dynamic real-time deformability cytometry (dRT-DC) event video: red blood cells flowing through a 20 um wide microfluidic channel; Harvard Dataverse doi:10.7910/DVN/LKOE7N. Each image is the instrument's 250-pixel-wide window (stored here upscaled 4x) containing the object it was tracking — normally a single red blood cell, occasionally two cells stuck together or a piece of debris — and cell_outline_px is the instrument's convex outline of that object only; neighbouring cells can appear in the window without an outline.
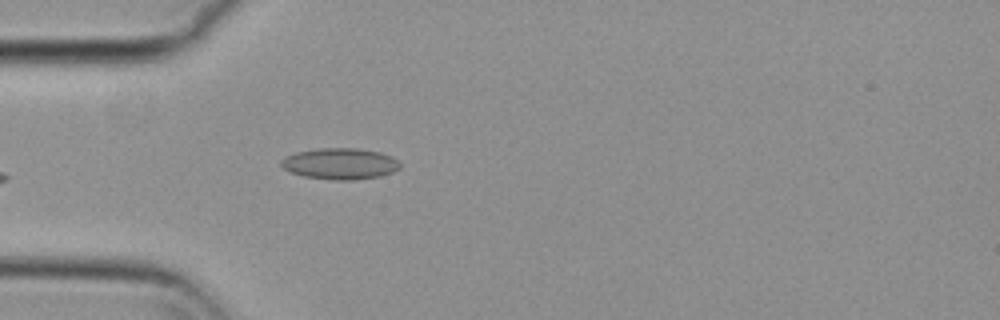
{"species": "common noctule bat (a hibernating species)", "species_latin": "Nyctalus noctula", "temperature_condition": "cold", "stored_images_in_passage": 45, "camera_frame_rate_fps": 3000, "um_per_image_px": 0.085, "animal": {"sex": "female", "body_mass_g": 29.2, "forearm_length_mm": 56.3}, "frame": {"image": 1, "passage_image": 6, "time_ms": 1.667, "image_size_px": [1000, 320], "cell_outline_px": [[400, 168], [392, 172], [380, 176], [352, 180], [336, 180], [304, 176], [288, 172], [280, 164], [280, 160], [284, 156], [296, 152], [320, 148], [356, 148], [380, 152], [392, 156], [400, 164]], "centroid_in_image_um": [28.88, 13.91], "position_along_channel_um": 56.1, "area_um2": 21.68}}
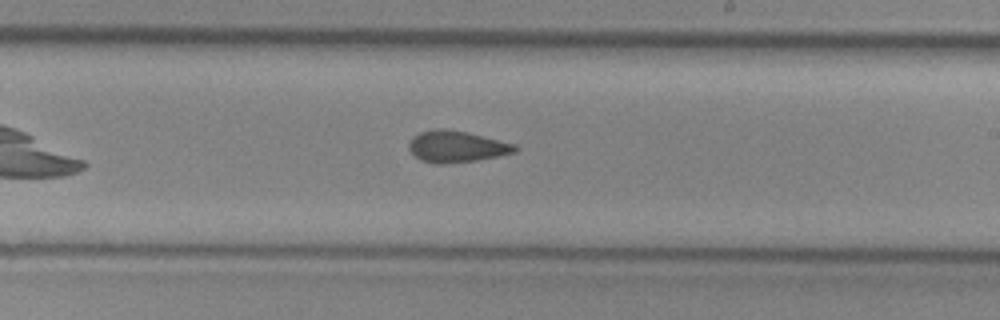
{"frame": {"image": 2, "passage_image": 22, "time_ms": 7.0, "image_size_px": [1000, 320], "cell_outline_px": [[516, 152], [476, 160], [440, 164], [436, 164], [420, 160], [408, 148], [408, 144], [412, 136], [420, 132], [436, 128], [444, 128], [464, 132], [516, 144]], "centroid_in_image_um": [38.75, 12.45], "position_along_channel_um": 250.2, "area_um2": 19.19}}
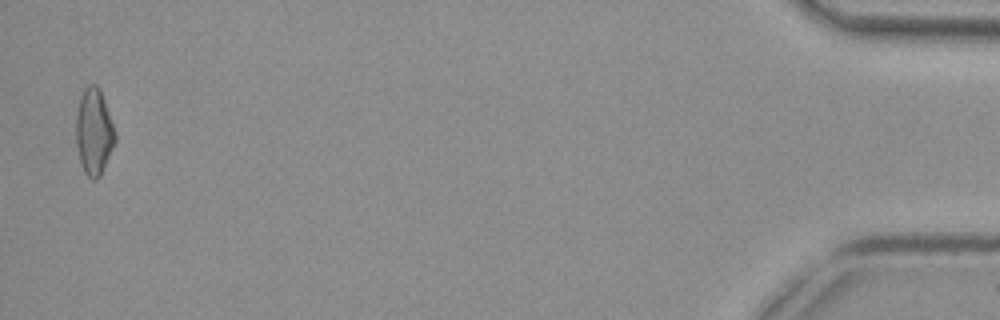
{"frame": {"image": 3, "passage_image": 44, "time_ms": 14.333, "image_size_px": [1000, 320], "cell_outline_px": [[116, 140], [100, 176], [96, 180], [92, 180], [84, 172], [80, 164], [76, 144], [76, 112], [80, 96], [84, 88], [88, 84], [96, 84], [100, 88], [116, 132]], "centroid_in_image_um": [7.97, 11.18], "position_along_channel_um": 427.2, "area_um2": 19.88}, "authors_computed_cell_mechanics": {"area_um2": 19.4208, "velocity_mm_per_s": 3.7407, "shape_relaxation_time_tau1_ms": null, "shape_relaxation_time_tau2_ms": 2.6668, "deformation_change_tau1": null, "deformation_change_tau2": 0.094}}